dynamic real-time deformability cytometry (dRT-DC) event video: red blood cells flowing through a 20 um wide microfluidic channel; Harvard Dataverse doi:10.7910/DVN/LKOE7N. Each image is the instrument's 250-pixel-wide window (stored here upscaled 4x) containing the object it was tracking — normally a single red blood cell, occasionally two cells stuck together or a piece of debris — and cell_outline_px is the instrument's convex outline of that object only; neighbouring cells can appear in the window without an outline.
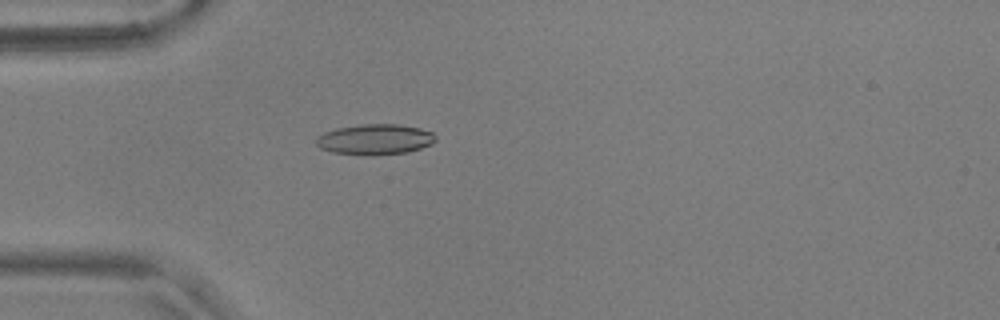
{"species": "common noctule bat (a hibernating species)", "species_latin": "Nyctalus noctula", "temperature_condition": "warm", "stored_images_in_passage": 55, "camera_frame_rate_fps": 3000, "um_per_image_px": 0.085, "animal": {"sex": "male", "body_mass_g": 17.9, "forearm_length_mm": 54.2}, "frame": {"image": 1, "passage_image": 16, "time_ms": 5.0, "image_size_px": [1000, 320], "cell_outline_px": [[436, 140], [432, 144], [408, 152], [372, 156], [332, 152], [320, 148], [316, 144], [316, 136], [324, 132], [336, 128], [364, 124], [396, 124], [420, 128], [432, 132], [436, 136]], "centroid_in_image_um": [31.87, 11.85], "position_along_channel_um": 53.1, "area_um2": 21.39}}
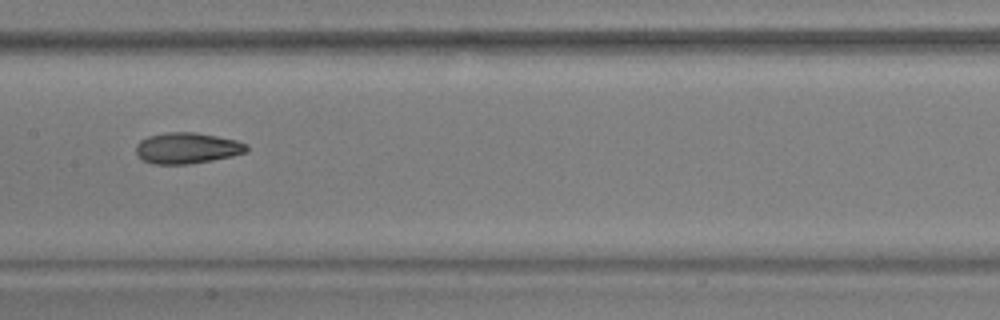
{"frame": {"image": 2, "passage_image": 28, "time_ms": 9.0, "image_size_px": [1000, 320], "cell_outline_px": [[248, 152], [232, 156], [212, 160], [188, 164], [152, 164], [144, 160], [136, 152], [136, 144], [140, 140], [148, 136], [168, 132], [196, 132], [236, 140], [248, 144]], "centroid_in_image_um": [15.92, 12.58], "position_along_channel_um": 191.5, "area_um2": 20.0}}
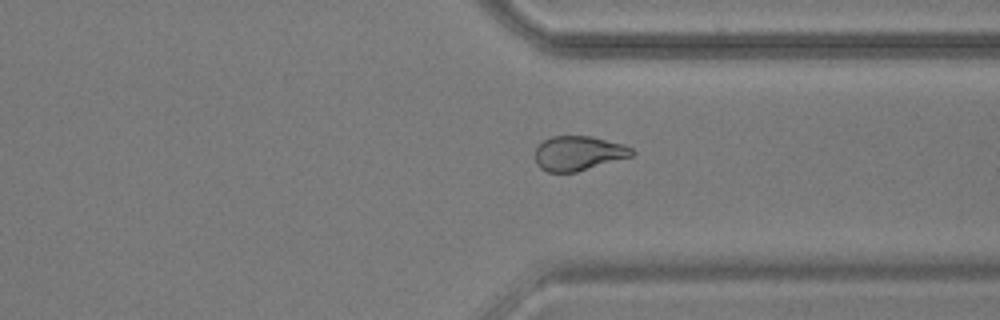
{"frame": {"image": 3, "passage_image": 42, "time_ms": 13.667, "image_size_px": [1000, 320], "cell_outline_px": [[636, 152], [632, 156], [576, 172], [548, 172], [540, 168], [536, 164], [536, 148], [544, 140], [552, 136], [592, 136], [624, 144], [632, 148]], "centroid_in_image_um": [49.19, 13.02], "position_along_channel_um": 362.2, "area_um2": 19.48}, "authors_computed_cell_mechanics": {"area_um2": 20.23, "velocity_mm_per_s": 3.6644, "shape_relaxation_time_tau1_ms": 9.8324, "shape_relaxation_time_tau2_ms": 3.574, "deformation_change_tau1": 0.2213, "deformation_change_tau2": 0.0992}}